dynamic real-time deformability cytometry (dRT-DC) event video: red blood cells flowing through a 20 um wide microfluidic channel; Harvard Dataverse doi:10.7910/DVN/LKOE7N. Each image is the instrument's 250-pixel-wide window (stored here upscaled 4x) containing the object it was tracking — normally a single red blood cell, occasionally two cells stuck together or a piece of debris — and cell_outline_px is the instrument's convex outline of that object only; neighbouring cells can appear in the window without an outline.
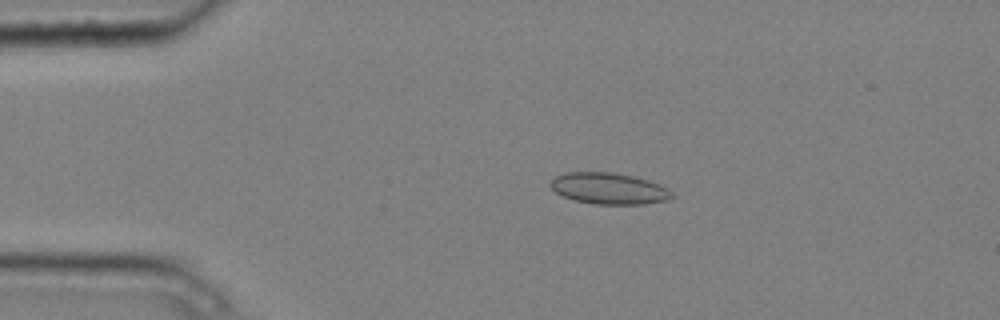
{"species": "common noctule bat (a hibernating species)", "species_latin": "Nyctalus noctula", "temperature_condition": "cold", "stored_images_in_passage": 6, "camera_frame_rate_fps": 3000, "um_per_image_px": 0.085, "animal": {"sex": "male", "body_mass_g": 20.4}, "frame": {"image": 1, "passage_image": 3, "time_ms": 0.667, "image_size_px": [1000, 320], "cell_outline_px": [[676, 196], [668, 200], [644, 204], [596, 204], [576, 200], [564, 196], [556, 192], [548, 184], [556, 176], [564, 172], [612, 172], [632, 176], [648, 180], [660, 184], [668, 188]], "centroid_in_image_um": [51.79, 16.02], "position_along_channel_um": 33.2, "area_um2": 22.2}}
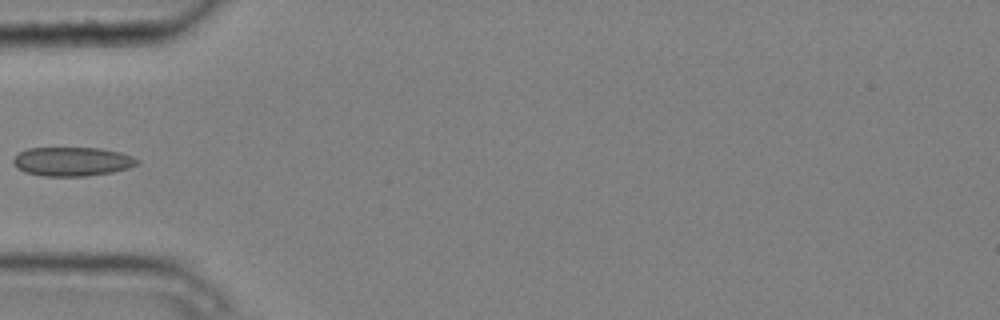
{"frame": {"image": 2, "passage_image": 5, "time_ms": 1.333, "image_size_px": [1000, 320], "cell_outline_px": [[140, 160], [136, 164], [128, 168], [112, 172], [84, 176], [44, 176], [24, 172], [16, 168], [12, 160], [20, 152], [28, 148], [100, 148], [120, 152], [132, 156]], "centroid_in_image_um": [6.12, 13.73], "position_along_channel_um": 78.9, "area_um2": 20.87}}
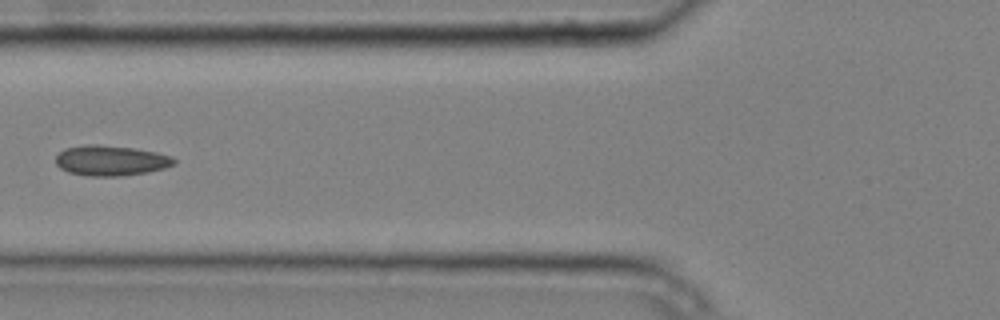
{"frame": {"image": 3, "passage_image": 6, "time_ms": 1.667, "image_size_px": [1000, 320], "cell_outline_px": [[176, 164], [164, 168], [148, 172], [120, 176], [88, 176], [68, 172], [60, 168], [56, 164], [56, 156], [64, 148], [84, 144], [100, 144], [132, 148], [156, 152], [172, 156], [176, 160]], "centroid_in_image_um": [9.41, 13.64], "position_along_channel_um": 116.4, "area_um2": 21.04}}